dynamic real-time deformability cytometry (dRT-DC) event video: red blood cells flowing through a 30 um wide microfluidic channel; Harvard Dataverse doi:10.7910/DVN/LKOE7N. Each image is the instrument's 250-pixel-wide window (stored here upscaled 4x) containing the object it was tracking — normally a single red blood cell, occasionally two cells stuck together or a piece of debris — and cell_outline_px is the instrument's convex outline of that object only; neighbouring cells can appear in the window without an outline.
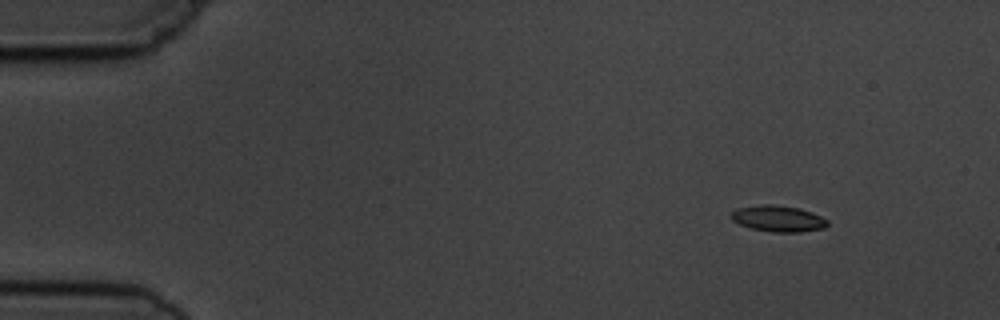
{"species": "common noctule bat (a hibernating species)", "species_latin": "Nyctalus noctula", "temperature_condition": "cold", "stored_images_in_passage": 3, "camera_frame_rate_fps": 3000, "um_per_image_px": 0.085, "animal": {"sex": "male", "body_mass_g": 19.5, "forearm_length_mm": 54.6}, "frame": {"image": 1, "passage_image": 1, "time_ms": 0.0, "image_size_px": [1000, 320], "cell_outline_px": [[828, 224], [824, 228], [800, 232], [772, 232], [752, 228], [740, 224], [732, 220], [728, 216], [736, 208], [760, 204], [772, 204], [800, 208], [812, 212], [828, 220]], "centroid_in_image_um": [66.12, 18.57], "position_along_channel_um": 18.9, "area_um2": 14.8}}
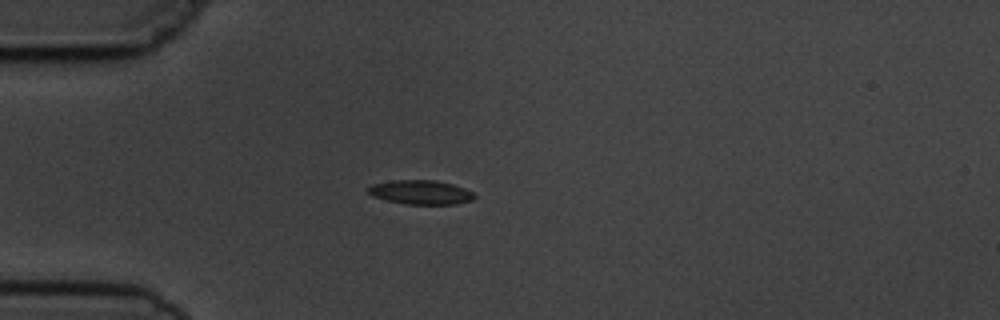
{"frame": {"image": 2, "passage_image": 3, "time_ms": 3.0, "image_size_px": [1000, 320], "cell_outline_px": [[476, 196], [472, 200], [456, 204], [404, 204], [372, 196], [368, 192], [368, 188], [372, 184], [392, 180], [436, 180], [452, 184], [464, 188], [472, 192]], "centroid_in_image_um": [35.76, 16.34], "position_along_channel_um": 49.2, "area_um2": 14.91}}